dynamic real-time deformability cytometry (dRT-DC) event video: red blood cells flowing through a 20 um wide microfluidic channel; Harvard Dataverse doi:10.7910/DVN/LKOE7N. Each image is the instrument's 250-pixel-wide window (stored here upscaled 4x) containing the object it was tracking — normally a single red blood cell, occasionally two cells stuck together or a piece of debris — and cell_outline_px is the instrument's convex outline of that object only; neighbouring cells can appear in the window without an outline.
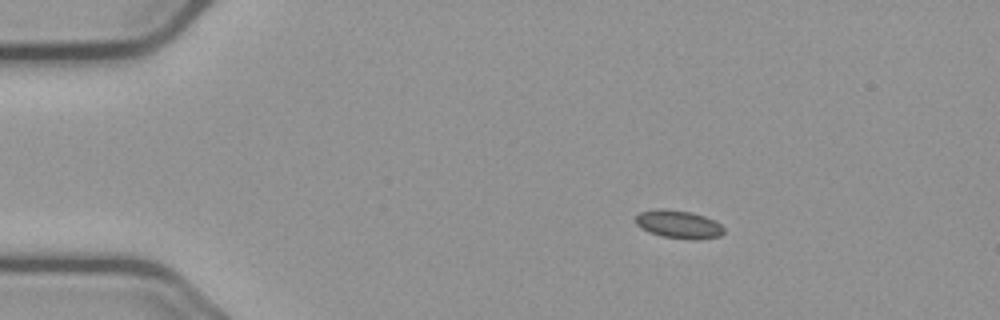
{"species": "common noctule bat (a hibernating species)", "species_latin": "Nyctalus noctula", "temperature_condition": "cold", "stored_images_in_passage": 48, "camera_frame_rate_fps": 3000, "um_per_image_px": 0.085, "animal": {"sex": "male", "body_mass_g": 23.1, "forearm_length_mm": 52.7}, "frame": {"image": 1, "passage_image": 1, "time_ms": 0.0, "image_size_px": [1000, 320], "cell_outline_px": [[724, 232], [720, 236], [696, 240], [692, 240], [664, 236], [652, 232], [636, 224], [636, 216], [640, 212], [660, 208], [692, 212], [704, 216], [720, 224], [724, 228]], "centroid_in_image_um": [57.72, 19.06], "position_along_channel_um": 27.3, "area_um2": 14.16}}
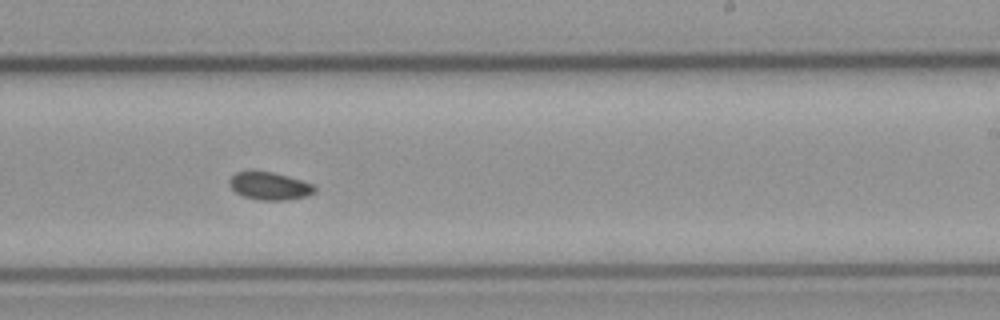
{"frame": {"image": 2, "passage_image": 26, "time_ms": 8.333, "image_size_px": [1000, 320], "cell_outline_px": [[316, 192], [308, 196], [288, 200], [260, 200], [244, 196], [236, 192], [228, 184], [228, 180], [236, 172], [272, 172], [288, 176], [316, 184]], "centroid_in_image_um": [22.98, 15.82], "position_along_channel_um": 266.0, "area_um2": 13.81}}
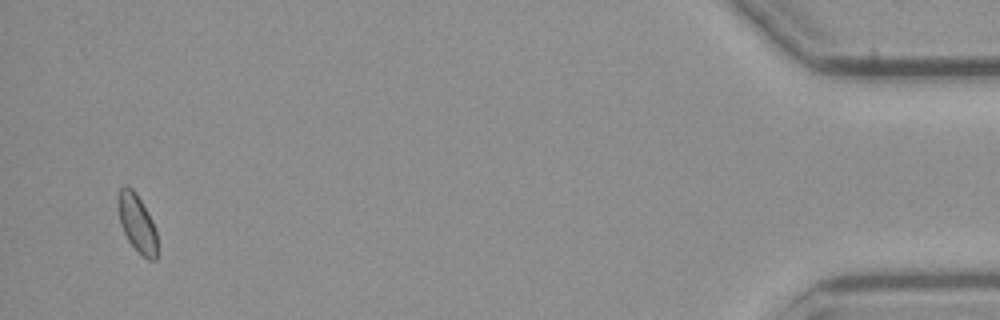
{"frame": {"image": 3, "passage_image": 46, "time_ms": 15.0, "image_size_px": [1000, 320], "cell_outline_px": [[156, 260], [148, 260], [128, 240], [120, 224], [116, 200], [116, 196], [120, 188], [124, 184], [132, 188], [136, 192], [152, 220], [156, 232]], "centroid_in_image_um": [11.6, 18.89], "position_along_channel_um": 423.6, "area_um2": 13.18}}